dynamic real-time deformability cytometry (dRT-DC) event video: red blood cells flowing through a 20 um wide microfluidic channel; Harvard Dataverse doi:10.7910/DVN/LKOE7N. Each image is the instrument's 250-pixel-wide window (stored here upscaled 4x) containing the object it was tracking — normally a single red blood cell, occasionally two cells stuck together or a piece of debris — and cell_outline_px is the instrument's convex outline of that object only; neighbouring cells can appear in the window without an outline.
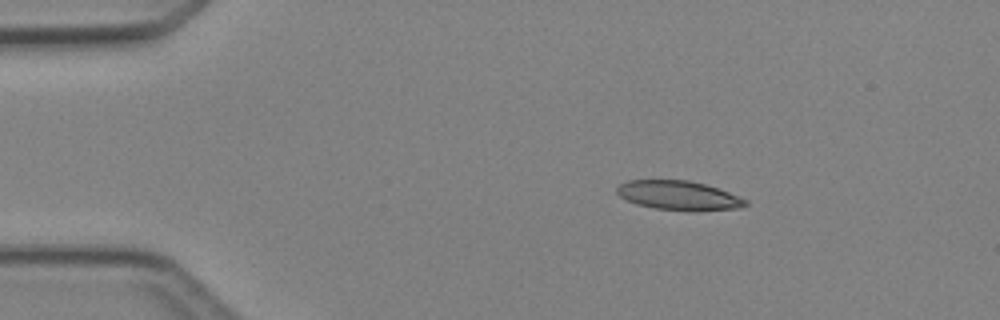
{"species": "Egyptian fruit bat (a non-hibernating species)", "species_latin": "Rousettus aegyptiacus", "temperature_condition": "cold", "stored_images_in_passage": 4, "camera_frame_rate_fps": 3000, "um_per_image_px": 0.085, "animal": {"sex": "female"}, "frame": {"image": 1, "passage_image": 1, "time_ms": 0.0, "image_size_px": [1000, 320], "cell_outline_px": [[748, 204], [736, 208], [656, 208], [636, 204], [620, 196], [616, 192], [616, 188], [620, 184], [628, 180], [688, 180], [704, 184], [728, 192], [748, 200]], "centroid_in_image_um": [57.6, 16.55], "position_along_channel_um": 27.4, "area_um2": 20.69}}
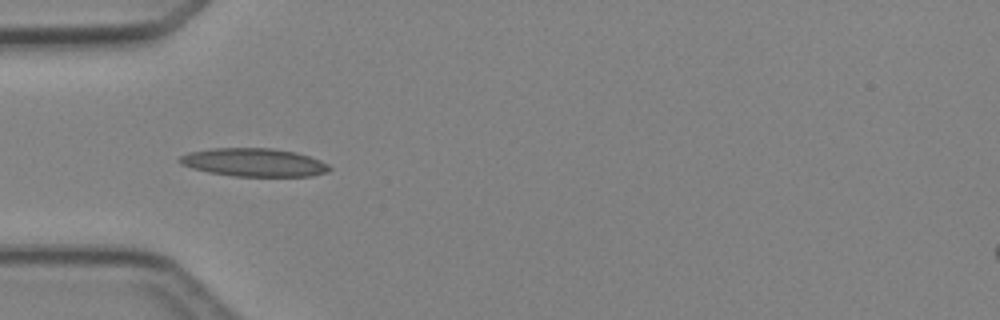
{"frame": {"image": 2, "passage_image": 3, "time_ms": 2.333, "image_size_px": [1000, 320], "cell_outline_px": [[332, 168], [328, 172], [312, 176], [232, 176], [208, 172], [192, 168], [180, 164], [176, 160], [180, 156], [188, 152], [212, 148], [272, 148], [296, 152], [320, 160], [328, 164]], "centroid_in_image_um": [21.57, 13.8], "position_along_channel_um": 63.4, "area_um2": 24.8}}
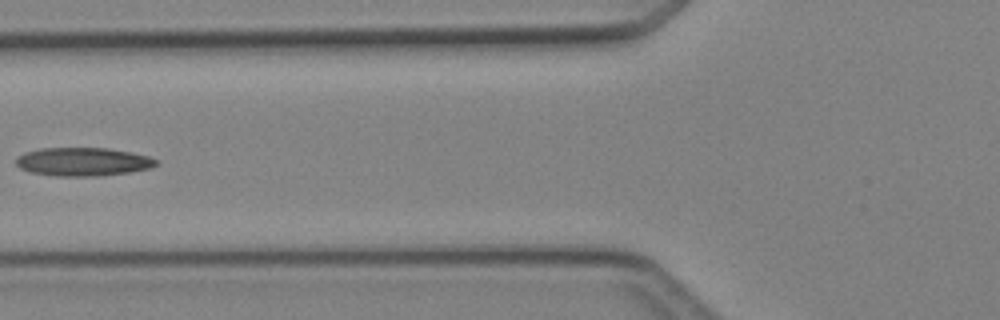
{"frame": {"image": 3, "passage_image": 4, "time_ms": 3.667, "image_size_px": [1000, 320], "cell_outline_px": [[160, 164], [152, 168], [128, 172], [100, 176], [56, 176], [28, 172], [20, 168], [16, 164], [16, 156], [24, 152], [40, 148], [108, 148], [132, 152], [148, 156], [156, 160]], "centroid_in_image_um": [7.04, 13.75], "position_along_channel_um": 118.8, "area_um2": 23.47}}